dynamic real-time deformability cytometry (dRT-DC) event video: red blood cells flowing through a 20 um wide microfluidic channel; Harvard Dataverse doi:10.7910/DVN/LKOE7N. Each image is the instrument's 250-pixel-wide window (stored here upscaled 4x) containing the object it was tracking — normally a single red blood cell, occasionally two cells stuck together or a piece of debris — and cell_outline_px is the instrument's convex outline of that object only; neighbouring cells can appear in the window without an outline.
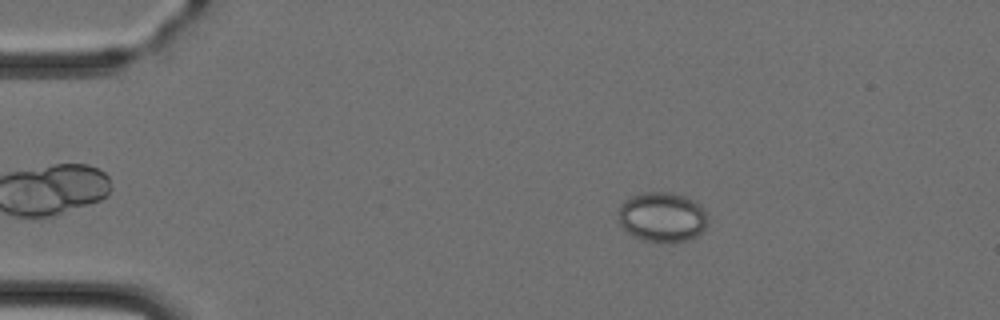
{"species": "Egyptian fruit bat (a non-hibernating species)", "species_latin": "Rousettus aegyptiacus", "temperature_condition": "cold", "stored_images_in_passage": 3, "camera_frame_rate_fps": 3000, "um_per_image_px": 0.085, "animal": {"sex": "female"}, "frame": {"image": 1, "passage_image": 1, "time_ms": 0.0, "image_size_px": [1000, 320], "cell_outline_px": [[708, 224], [696, 236], [684, 240], [644, 240], [628, 232], [620, 224], [620, 204], [624, 200], [632, 196], [644, 192], [672, 192], [684, 196], [700, 204], [708, 212]], "centroid_in_image_um": [56.33, 18.4], "position_along_channel_um": 28.7, "area_um2": 25.49}}